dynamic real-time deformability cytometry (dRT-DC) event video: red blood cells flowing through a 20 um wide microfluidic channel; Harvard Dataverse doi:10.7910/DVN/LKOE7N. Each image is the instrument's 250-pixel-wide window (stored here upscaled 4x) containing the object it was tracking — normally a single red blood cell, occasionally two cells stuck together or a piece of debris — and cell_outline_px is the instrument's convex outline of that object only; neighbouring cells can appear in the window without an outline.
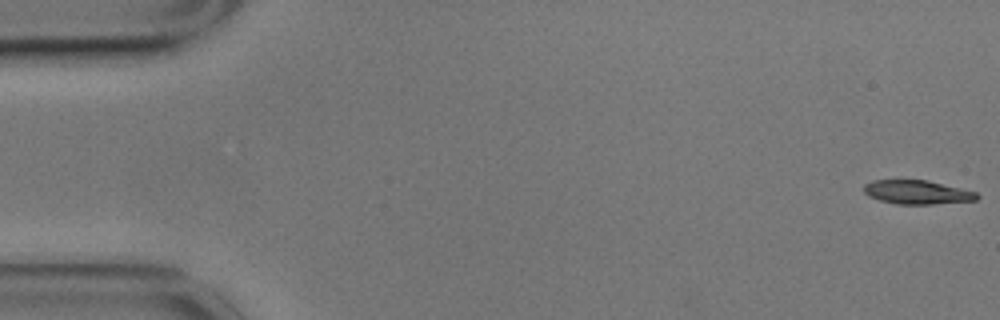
{"species": "common noctule bat (a hibernating species)", "species_latin": "Nyctalus noctula", "temperature_condition": "cold", "stored_images_in_passage": 48, "camera_frame_rate_fps": 3000, "um_per_image_px": 0.085, "animal": {"sex": "male", "body_mass_g": 17.9}, "frame": {"image": 1, "passage_image": 1, "time_ms": 0.0, "image_size_px": [1000, 320], "cell_outline_px": [[980, 196], [976, 200], [932, 204], [896, 204], [880, 200], [868, 196], [864, 192], [864, 184], [872, 180], [928, 180], [976, 192]], "centroid_in_image_um": [77.94, 16.33], "position_along_channel_um": 7.1, "area_um2": 15.66}}
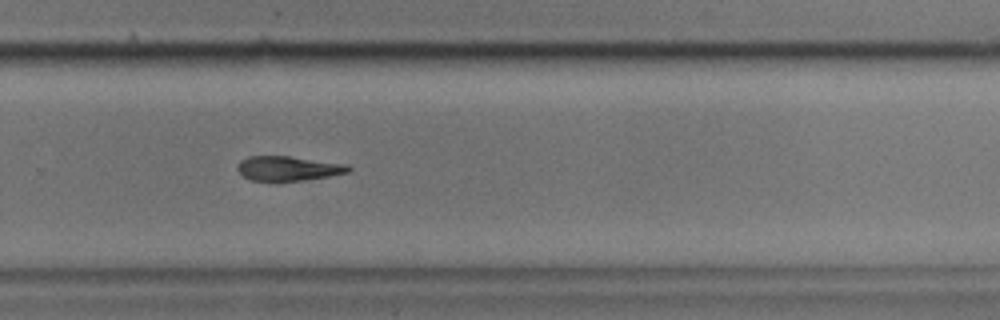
{"frame": {"image": 2, "passage_image": 38, "time_ms": 12.333, "image_size_px": [1000, 320], "cell_outline_px": [[352, 168], [348, 172], [328, 176], [304, 180], [252, 180], [244, 176], [236, 168], [236, 164], [240, 160], [248, 156], [288, 156], [348, 164]], "centroid_in_image_um": [24.49, 14.3], "position_along_channel_um": 305.3, "area_um2": 15.72}}
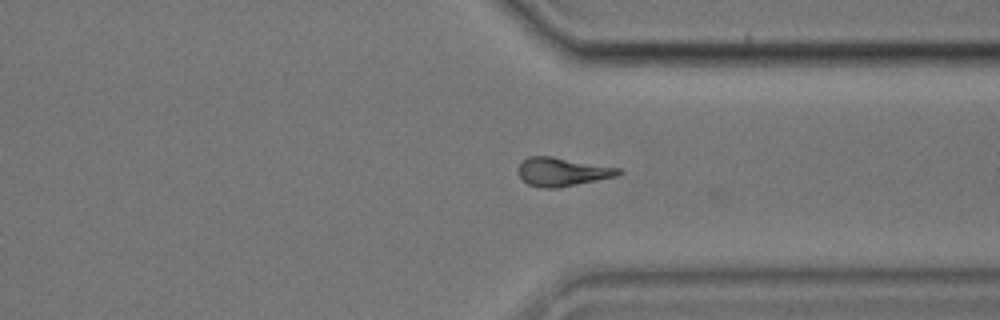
{"frame": {"image": 3, "passage_image": 43, "time_ms": 14.0, "image_size_px": [1000, 320], "cell_outline_px": [[624, 172], [616, 176], [556, 188], [540, 188], [528, 184], [516, 172], [516, 168], [528, 156], [552, 156], [620, 168]], "centroid_in_image_um": [47.76, 14.6], "position_along_channel_um": 363.6, "area_um2": 16.65}, "authors_computed_cell_mechanics": {"area_um2": 17.0221, "velocity_mm_per_s": 3.4954, "shape_relaxation_time_tau1_ms": 7.9135, "shape_relaxation_time_tau2_ms": null, "deformation_change_tau1": 0.1554, "deformation_change_tau2": null}}